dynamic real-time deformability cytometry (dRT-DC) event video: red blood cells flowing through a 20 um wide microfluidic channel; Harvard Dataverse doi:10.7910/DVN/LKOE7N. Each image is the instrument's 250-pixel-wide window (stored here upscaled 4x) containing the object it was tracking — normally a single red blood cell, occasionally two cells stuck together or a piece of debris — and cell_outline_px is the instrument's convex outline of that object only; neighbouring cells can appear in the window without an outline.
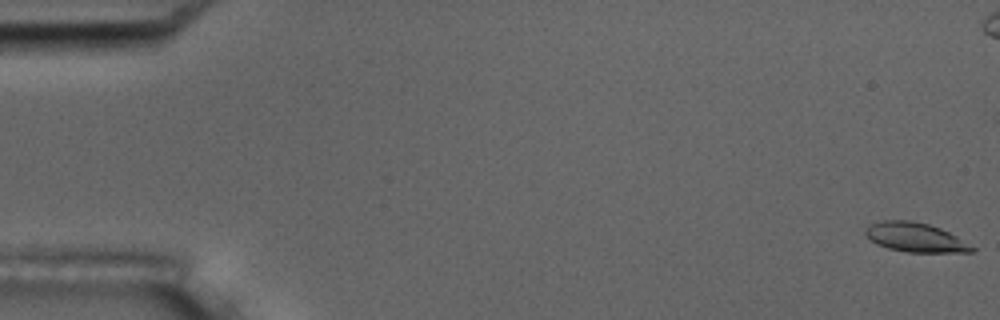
{"species": "common noctule bat (a hibernating species)", "species_latin": "Nyctalus noctula", "temperature_condition": "room temperature", "stored_images_in_passage": 7, "camera_frame_rate_fps": 3000, "um_per_image_px": 0.085, "animal": {"sex": "male", "body_mass_g": 17.5, "forearm_length_mm": 52.3}, "frame": {"image": 1, "passage_image": 1, "time_ms": 0.0, "image_size_px": [1000, 320], "cell_outline_px": [[976, 248], [972, 252], [908, 252], [888, 248], [876, 244], [864, 232], [872, 224], [884, 220], [908, 220], [928, 224], [940, 228], [956, 236]], "centroid_in_image_um": [77.82, 20.18], "position_along_channel_um": 7.2, "area_um2": 17.8}}